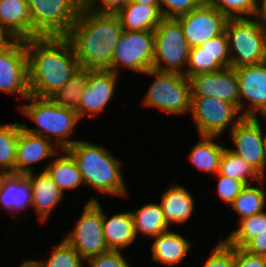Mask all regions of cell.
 <instances>
[{"mask_svg":"<svg viewBox=\"0 0 266 267\" xmlns=\"http://www.w3.org/2000/svg\"><path fill=\"white\" fill-rule=\"evenodd\" d=\"M30 95L48 98L70 79L79 67L74 48L66 36L26 40Z\"/></svg>","mask_w":266,"mask_h":267,"instance_id":"1","label":"cell"},{"mask_svg":"<svg viewBox=\"0 0 266 267\" xmlns=\"http://www.w3.org/2000/svg\"><path fill=\"white\" fill-rule=\"evenodd\" d=\"M123 31L116 14L96 13L83 5L66 37L79 66L111 71L114 49Z\"/></svg>","mask_w":266,"mask_h":267,"instance_id":"2","label":"cell"},{"mask_svg":"<svg viewBox=\"0 0 266 267\" xmlns=\"http://www.w3.org/2000/svg\"><path fill=\"white\" fill-rule=\"evenodd\" d=\"M64 151L74 159L84 184L102 194H127L121 162L102 146L78 140Z\"/></svg>","mask_w":266,"mask_h":267,"instance_id":"3","label":"cell"},{"mask_svg":"<svg viewBox=\"0 0 266 267\" xmlns=\"http://www.w3.org/2000/svg\"><path fill=\"white\" fill-rule=\"evenodd\" d=\"M29 103L20 106L23 114H26L37 124L38 128H28L22 124V127L29 133L42 136L50 141L55 140L57 148L61 151L69 148L76 141L69 140L74 127L80 121L79 114L76 111L58 107L49 98H39L29 95ZM31 102V103H30Z\"/></svg>","mask_w":266,"mask_h":267,"instance_id":"4","label":"cell"},{"mask_svg":"<svg viewBox=\"0 0 266 267\" xmlns=\"http://www.w3.org/2000/svg\"><path fill=\"white\" fill-rule=\"evenodd\" d=\"M225 33L228 39L230 67L237 68L266 61V30L255 18H229Z\"/></svg>","mask_w":266,"mask_h":267,"instance_id":"5","label":"cell"},{"mask_svg":"<svg viewBox=\"0 0 266 267\" xmlns=\"http://www.w3.org/2000/svg\"><path fill=\"white\" fill-rule=\"evenodd\" d=\"M31 38L67 36L84 0H28Z\"/></svg>","mask_w":266,"mask_h":267,"instance_id":"6","label":"cell"},{"mask_svg":"<svg viewBox=\"0 0 266 267\" xmlns=\"http://www.w3.org/2000/svg\"><path fill=\"white\" fill-rule=\"evenodd\" d=\"M145 74L155 76V79L147 91L143 105L173 115L191 111V91L187 76L152 68Z\"/></svg>","mask_w":266,"mask_h":267,"instance_id":"7","label":"cell"},{"mask_svg":"<svg viewBox=\"0 0 266 267\" xmlns=\"http://www.w3.org/2000/svg\"><path fill=\"white\" fill-rule=\"evenodd\" d=\"M154 36L152 69L184 75L182 68L188 66L190 47L180 23L175 18H163L154 30Z\"/></svg>","mask_w":266,"mask_h":267,"instance_id":"8","label":"cell"},{"mask_svg":"<svg viewBox=\"0 0 266 267\" xmlns=\"http://www.w3.org/2000/svg\"><path fill=\"white\" fill-rule=\"evenodd\" d=\"M64 240L86 261L110 251L103 234V211L96 198L85 204L75 229Z\"/></svg>","mask_w":266,"mask_h":267,"instance_id":"9","label":"cell"},{"mask_svg":"<svg viewBox=\"0 0 266 267\" xmlns=\"http://www.w3.org/2000/svg\"><path fill=\"white\" fill-rule=\"evenodd\" d=\"M190 112L199 136L219 137L229 125L231 131L244 118L236 105L208 96H191Z\"/></svg>","mask_w":266,"mask_h":267,"instance_id":"10","label":"cell"},{"mask_svg":"<svg viewBox=\"0 0 266 267\" xmlns=\"http://www.w3.org/2000/svg\"><path fill=\"white\" fill-rule=\"evenodd\" d=\"M154 45V31L124 30L114 49L111 71L120 74L119 67H126L144 74L152 68Z\"/></svg>","mask_w":266,"mask_h":267,"instance_id":"11","label":"cell"},{"mask_svg":"<svg viewBox=\"0 0 266 267\" xmlns=\"http://www.w3.org/2000/svg\"><path fill=\"white\" fill-rule=\"evenodd\" d=\"M181 25L190 48L199 47L207 40L225 33L229 18L204 1L190 13L175 18Z\"/></svg>","mask_w":266,"mask_h":267,"instance_id":"12","label":"cell"},{"mask_svg":"<svg viewBox=\"0 0 266 267\" xmlns=\"http://www.w3.org/2000/svg\"><path fill=\"white\" fill-rule=\"evenodd\" d=\"M258 118L244 117L230 131L236 149H231L243 158L253 169L265 178L264 136Z\"/></svg>","mask_w":266,"mask_h":267,"instance_id":"13","label":"cell"},{"mask_svg":"<svg viewBox=\"0 0 266 267\" xmlns=\"http://www.w3.org/2000/svg\"><path fill=\"white\" fill-rule=\"evenodd\" d=\"M0 91L7 94L30 95L28 85V56L26 40L17 39L0 52Z\"/></svg>","mask_w":266,"mask_h":267,"instance_id":"14","label":"cell"},{"mask_svg":"<svg viewBox=\"0 0 266 267\" xmlns=\"http://www.w3.org/2000/svg\"><path fill=\"white\" fill-rule=\"evenodd\" d=\"M235 70L239 81V110L244 109L247 100L250 104L242 115L254 118L257 114L261 116L266 112V61L240 66Z\"/></svg>","mask_w":266,"mask_h":267,"instance_id":"15","label":"cell"},{"mask_svg":"<svg viewBox=\"0 0 266 267\" xmlns=\"http://www.w3.org/2000/svg\"><path fill=\"white\" fill-rule=\"evenodd\" d=\"M191 96L216 97L239 108V81L235 68L188 77Z\"/></svg>","mask_w":266,"mask_h":267,"instance_id":"16","label":"cell"},{"mask_svg":"<svg viewBox=\"0 0 266 267\" xmlns=\"http://www.w3.org/2000/svg\"><path fill=\"white\" fill-rule=\"evenodd\" d=\"M118 74L110 70L93 69L80 96L79 117L96 116L115 93Z\"/></svg>","mask_w":266,"mask_h":267,"instance_id":"17","label":"cell"},{"mask_svg":"<svg viewBox=\"0 0 266 267\" xmlns=\"http://www.w3.org/2000/svg\"><path fill=\"white\" fill-rule=\"evenodd\" d=\"M55 143L39 135L27 132L23 127L20 129L17 140L15 174L25 175L32 172V164L58 156L59 151Z\"/></svg>","mask_w":266,"mask_h":267,"instance_id":"18","label":"cell"},{"mask_svg":"<svg viewBox=\"0 0 266 267\" xmlns=\"http://www.w3.org/2000/svg\"><path fill=\"white\" fill-rule=\"evenodd\" d=\"M25 176L32 190L31 206L36 210L40 221L43 222L62 201L64 194L46 171H42L38 175H34L32 171L26 173Z\"/></svg>","mask_w":266,"mask_h":267,"instance_id":"19","label":"cell"},{"mask_svg":"<svg viewBox=\"0 0 266 267\" xmlns=\"http://www.w3.org/2000/svg\"><path fill=\"white\" fill-rule=\"evenodd\" d=\"M0 23L17 39H31L28 0H0Z\"/></svg>","mask_w":266,"mask_h":267,"instance_id":"20","label":"cell"},{"mask_svg":"<svg viewBox=\"0 0 266 267\" xmlns=\"http://www.w3.org/2000/svg\"><path fill=\"white\" fill-rule=\"evenodd\" d=\"M123 30L154 31L163 19L160 5L129 2L117 14Z\"/></svg>","mask_w":266,"mask_h":267,"instance_id":"21","label":"cell"},{"mask_svg":"<svg viewBox=\"0 0 266 267\" xmlns=\"http://www.w3.org/2000/svg\"><path fill=\"white\" fill-rule=\"evenodd\" d=\"M172 184L162 195L161 209L167 223H183L193 213L194 200L191 194L183 187Z\"/></svg>","mask_w":266,"mask_h":267,"instance_id":"22","label":"cell"},{"mask_svg":"<svg viewBox=\"0 0 266 267\" xmlns=\"http://www.w3.org/2000/svg\"><path fill=\"white\" fill-rule=\"evenodd\" d=\"M0 205L18 212L32 205V190L25 175L6 174L0 185Z\"/></svg>","mask_w":266,"mask_h":267,"instance_id":"23","label":"cell"},{"mask_svg":"<svg viewBox=\"0 0 266 267\" xmlns=\"http://www.w3.org/2000/svg\"><path fill=\"white\" fill-rule=\"evenodd\" d=\"M154 238L151 246L152 258L166 266L178 264L192 246L183 236L169 230Z\"/></svg>","mask_w":266,"mask_h":267,"instance_id":"24","label":"cell"},{"mask_svg":"<svg viewBox=\"0 0 266 267\" xmlns=\"http://www.w3.org/2000/svg\"><path fill=\"white\" fill-rule=\"evenodd\" d=\"M103 234L109 250L120 251L136 239L131 212L119 213L109 219L103 213Z\"/></svg>","mask_w":266,"mask_h":267,"instance_id":"25","label":"cell"},{"mask_svg":"<svg viewBox=\"0 0 266 267\" xmlns=\"http://www.w3.org/2000/svg\"><path fill=\"white\" fill-rule=\"evenodd\" d=\"M93 69L79 66L70 79L48 98L58 107L76 111L79 114L80 96Z\"/></svg>","mask_w":266,"mask_h":267,"instance_id":"26","label":"cell"},{"mask_svg":"<svg viewBox=\"0 0 266 267\" xmlns=\"http://www.w3.org/2000/svg\"><path fill=\"white\" fill-rule=\"evenodd\" d=\"M63 152L65 155L57 157L42 171H46L64 193L65 189L80 187L84 181L74 159L66 151Z\"/></svg>","mask_w":266,"mask_h":267,"instance_id":"27","label":"cell"},{"mask_svg":"<svg viewBox=\"0 0 266 267\" xmlns=\"http://www.w3.org/2000/svg\"><path fill=\"white\" fill-rule=\"evenodd\" d=\"M133 218V225L136 237L138 233L157 237L168 231L169 224L167 223L160 204L150 203L142 208L130 211Z\"/></svg>","mask_w":266,"mask_h":267,"instance_id":"28","label":"cell"},{"mask_svg":"<svg viewBox=\"0 0 266 267\" xmlns=\"http://www.w3.org/2000/svg\"><path fill=\"white\" fill-rule=\"evenodd\" d=\"M201 140L189 152L191 163L199 170L217 174L224 148L216 144L215 136H199Z\"/></svg>","mask_w":266,"mask_h":267,"instance_id":"29","label":"cell"},{"mask_svg":"<svg viewBox=\"0 0 266 267\" xmlns=\"http://www.w3.org/2000/svg\"><path fill=\"white\" fill-rule=\"evenodd\" d=\"M265 179L259 181L262 188L253 187L251 184L246 185L230 205L240 215L239 221L256 215L265 208L266 193L263 189Z\"/></svg>","mask_w":266,"mask_h":267,"instance_id":"30","label":"cell"},{"mask_svg":"<svg viewBox=\"0 0 266 267\" xmlns=\"http://www.w3.org/2000/svg\"><path fill=\"white\" fill-rule=\"evenodd\" d=\"M218 173L222 176L240 180L246 185L252 183L249 181L250 178L258 182L263 179L243 158L228 148H224Z\"/></svg>","mask_w":266,"mask_h":267,"instance_id":"31","label":"cell"},{"mask_svg":"<svg viewBox=\"0 0 266 267\" xmlns=\"http://www.w3.org/2000/svg\"><path fill=\"white\" fill-rule=\"evenodd\" d=\"M22 124L0 125V168L6 174H15L17 140Z\"/></svg>","mask_w":266,"mask_h":267,"instance_id":"32","label":"cell"},{"mask_svg":"<svg viewBox=\"0 0 266 267\" xmlns=\"http://www.w3.org/2000/svg\"><path fill=\"white\" fill-rule=\"evenodd\" d=\"M236 228L225 241L232 247L242 248L250 239L266 231V212L262 211L239 221Z\"/></svg>","mask_w":266,"mask_h":267,"instance_id":"33","label":"cell"},{"mask_svg":"<svg viewBox=\"0 0 266 267\" xmlns=\"http://www.w3.org/2000/svg\"><path fill=\"white\" fill-rule=\"evenodd\" d=\"M82 257L64 239L56 245L45 261H39L42 267H84Z\"/></svg>","mask_w":266,"mask_h":267,"instance_id":"34","label":"cell"},{"mask_svg":"<svg viewBox=\"0 0 266 267\" xmlns=\"http://www.w3.org/2000/svg\"><path fill=\"white\" fill-rule=\"evenodd\" d=\"M228 18H247L256 13L257 0H206Z\"/></svg>","mask_w":266,"mask_h":267,"instance_id":"35","label":"cell"},{"mask_svg":"<svg viewBox=\"0 0 266 267\" xmlns=\"http://www.w3.org/2000/svg\"><path fill=\"white\" fill-rule=\"evenodd\" d=\"M188 68L184 70L187 77L223 70L224 67L208 53H198V47L190 48Z\"/></svg>","mask_w":266,"mask_h":267,"instance_id":"36","label":"cell"},{"mask_svg":"<svg viewBox=\"0 0 266 267\" xmlns=\"http://www.w3.org/2000/svg\"><path fill=\"white\" fill-rule=\"evenodd\" d=\"M198 53H208L224 68L230 67L228 39L226 33L213 37L198 47Z\"/></svg>","mask_w":266,"mask_h":267,"instance_id":"37","label":"cell"},{"mask_svg":"<svg viewBox=\"0 0 266 267\" xmlns=\"http://www.w3.org/2000/svg\"><path fill=\"white\" fill-rule=\"evenodd\" d=\"M204 1L206 0H160V11L163 18H177L190 13Z\"/></svg>","mask_w":266,"mask_h":267,"instance_id":"38","label":"cell"},{"mask_svg":"<svg viewBox=\"0 0 266 267\" xmlns=\"http://www.w3.org/2000/svg\"><path fill=\"white\" fill-rule=\"evenodd\" d=\"M211 252L203 267H234V247L225 240L220 241Z\"/></svg>","mask_w":266,"mask_h":267,"instance_id":"39","label":"cell"},{"mask_svg":"<svg viewBox=\"0 0 266 267\" xmlns=\"http://www.w3.org/2000/svg\"><path fill=\"white\" fill-rule=\"evenodd\" d=\"M216 176H218L219 179L217 183V194L219 198L231 205L246 184L240 180L222 176L219 173H217Z\"/></svg>","mask_w":266,"mask_h":267,"instance_id":"40","label":"cell"},{"mask_svg":"<svg viewBox=\"0 0 266 267\" xmlns=\"http://www.w3.org/2000/svg\"><path fill=\"white\" fill-rule=\"evenodd\" d=\"M88 262L90 267H130L121 251L113 250L92 257Z\"/></svg>","mask_w":266,"mask_h":267,"instance_id":"41","label":"cell"},{"mask_svg":"<svg viewBox=\"0 0 266 267\" xmlns=\"http://www.w3.org/2000/svg\"><path fill=\"white\" fill-rule=\"evenodd\" d=\"M97 2H101V5H97ZM128 3L129 0H84L87 9L101 14H117Z\"/></svg>","mask_w":266,"mask_h":267,"instance_id":"42","label":"cell"},{"mask_svg":"<svg viewBox=\"0 0 266 267\" xmlns=\"http://www.w3.org/2000/svg\"><path fill=\"white\" fill-rule=\"evenodd\" d=\"M234 267H266V256L254 255L234 247Z\"/></svg>","mask_w":266,"mask_h":267,"instance_id":"43","label":"cell"},{"mask_svg":"<svg viewBox=\"0 0 266 267\" xmlns=\"http://www.w3.org/2000/svg\"><path fill=\"white\" fill-rule=\"evenodd\" d=\"M242 249L254 255L266 256V231L250 239Z\"/></svg>","mask_w":266,"mask_h":267,"instance_id":"44","label":"cell"},{"mask_svg":"<svg viewBox=\"0 0 266 267\" xmlns=\"http://www.w3.org/2000/svg\"><path fill=\"white\" fill-rule=\"evenodd\" d=\"M16 40L17 38L0 23V52L7 50Z\"/></svg>","mask_w":266,"mask_h":267,"instance_id":"45","label":"cell"},{"mask_svg":"<svg viewBox=\"0 0 266 267\" xmlns=\"http://www.w3.org/2000/svg\"><path fill=\"white\" fill-rule=\"evenodd\" d=\"M259 1V0H257ZM257 17L256 22L266 30V0H261L260 5L257 2L256 13L254 17ZM259 17V18H258ZM260 19V20H259Z\"/></svg>","mask_w":266,"mask_h":267,"instance_id":"46","label":"cell"},{"mask_svg":"<svg viewBox=\"0 0 266 267\" xmlns=\"http://www.w3.org/2000/svg\"><path fill=\"white\" fill-rule=\"evenodd\" d=\"M129 2L140 3L144 5H160V0H129Z\"/></svg>","mask_w":266,"mask_h":267,"instance_id":"47","label":"cell"},{"mask_svg":"<svg viewBox=\"0 0 266 267\" xmlns=\"http://www.w3.org/2000/svg\"><path fill=\"white\" fill-rule=\"evenodd\" d=\"M20 267H42L38 261L24 260Z\"/></svg>","mask_w":266,"mask_h":267,"instance_id":"48","label":"cell"},{"mask_svg":"<svg viewBox=\"0 0 266 267\" xmlns=\"http://www.w3.org/2000/svg\"><path fill=\"white\" fill-rule=\"evenodd\" d=\"M264 156H265V160H266V135H264Z\"/></svg>","mask_w":266,"mask_h":267,"instance_id":"49","label":"cell"},{"mask_svg":"<svg viewBox=\"0 0 266 267\" xmlns=\"http://www.w3.org/2000/svg\"><path fill=\"white\" fill-rule=\"evenodd\" d=\"M5 175H6V173L1 170V172H0V185H1L2 179L4 178Z\"/></svg>","mask_w":266,"mask_h":267,"instance_id":"50","label":"cell"},{"mask_svg":"<svg viewBox=\"0 0 266 267\" xmlns=\"http://www.w3.org/2000/svg\"><path fill=\"white\" fill-rule=\"evenodd\" d=\"M262 118L266 120V112H264L262 115Z\"/></svg>","mask_w":266,"mask_h":267,"instance_id":"51","label":"cell"}]
</instances>
